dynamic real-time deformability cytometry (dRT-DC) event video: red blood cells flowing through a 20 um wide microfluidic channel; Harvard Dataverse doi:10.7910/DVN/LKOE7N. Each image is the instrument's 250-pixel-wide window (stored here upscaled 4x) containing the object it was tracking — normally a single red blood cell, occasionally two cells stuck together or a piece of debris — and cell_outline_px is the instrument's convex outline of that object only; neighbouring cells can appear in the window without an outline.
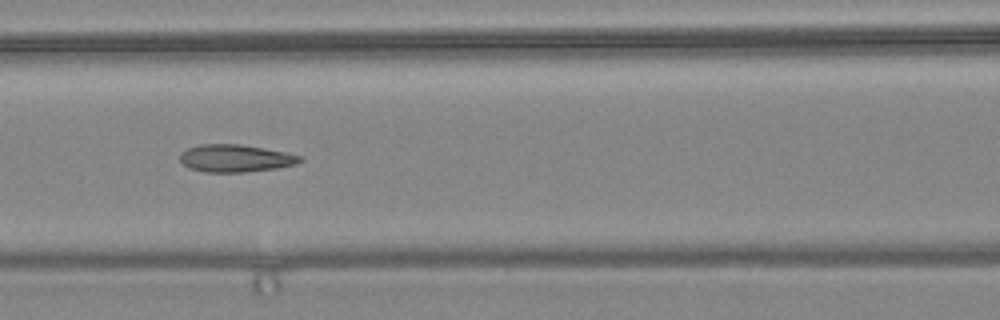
{"species": "common noctule bat (a hibernating species)", "species_latin": "Nyctalus noctula", "temperature_condition": "warm", "stored_images_in_passage": 9, "camera_frame_rate_fps": 3000, "um_per_image_px": 0.085, "animal": {"sex": "female", "body_mass_g": 24.6, "forearm_length_mm": 56.2}, "frame": {"image": 1, "passage_image": 6, "time_ms": 1.667, "image_size_px": [1000, 320], "cell_outline_px": [[304, 160], [296, 164], [276, 168], [244, 172], [204, 172], [188, 168], [180, 160], [180, 152], [188, 148], [200, 144], [240, 144], [264, 148], [304, 156]], "centroid_in_image_um": [20.02, 13.45], "position_along_channel_um": 146.6, "area_um2": 19.31}}
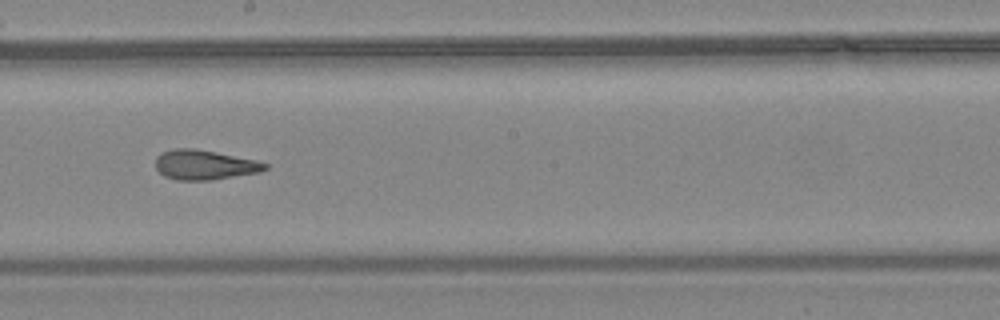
{"frame": {"image": 2, "passage_image": 8, "time_ms": 2.333, "image_size_px": [1000, 320], "cell_outline_px": [[268, 168], [260, 172], [212, 180], [176, 180], [164, 176], [156, 168], [156, 156], [160, 152], [172, 148], [192, 148], [216, 152], [256, 160], [268, 164]], "centroid_in_image_um": [17.36, 14.01], "position_along_channel_um": 230.8, "area_um2": 19.07}}
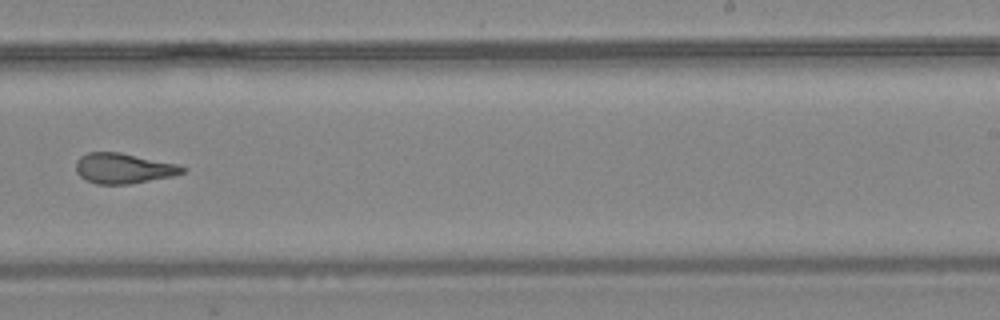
{"frame": {"image": 3, "passage_image": 9, "time_ms": 2.667, "image_size_px": [1000, 320], "cell_outline_px": [[184, 172], [172, 176], [132, 184], [96, 184], [80, 176], [76, 172], [76, 160], [80, 156], [88, 152], [120, 152], [180, 164], [184, 168]], "centroid_in_image_um": [10.49, 14.3], "position_along_channel_um": 278.5, "area_um2": 18.9}}